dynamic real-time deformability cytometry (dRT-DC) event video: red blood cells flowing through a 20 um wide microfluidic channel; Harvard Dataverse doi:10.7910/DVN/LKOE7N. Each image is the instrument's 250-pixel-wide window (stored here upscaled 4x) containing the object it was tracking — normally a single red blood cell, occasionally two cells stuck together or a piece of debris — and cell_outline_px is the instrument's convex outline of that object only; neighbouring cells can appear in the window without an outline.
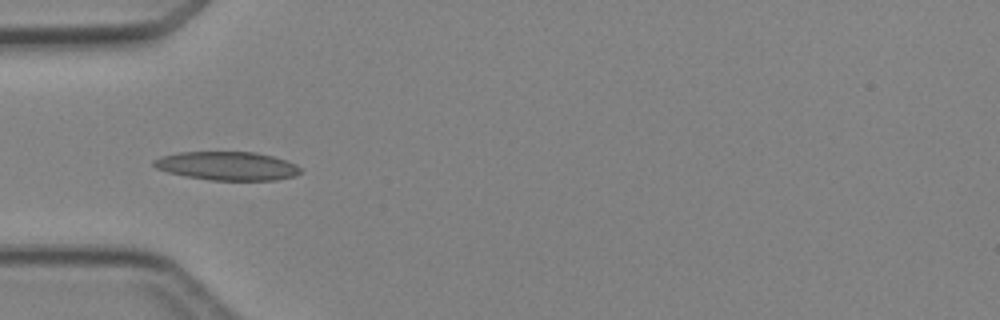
{"species": "Egyptian fruit bat (a non-hibernating species)", "species_latin": "Rousettus aegyptiacus", "temperature_condition": "cold", "stored_images_in_passage": 5, "camera_frame_rate_fps": 3000, "um_per_image_px": 0.085, "animal": {"sex": "female"}, "frame": {"image": 1, "passage_image": 5, "time_ms": 4.667, "image_size_px": [1000, 320], "cell_outline_px": [[300, 172], [296, 176], [276, 180], [212, 180], [184, 176], [168, 172], [156, 168], [152, 164], [152, 160], [160, 156], [176, 152], [256, 152], [272, 156], [296, 164], [300, 168]], "centroid_in_image_um": [19.28, 14.1], "position_along_channel_um": 65.7, "area_um2": 24.51}}